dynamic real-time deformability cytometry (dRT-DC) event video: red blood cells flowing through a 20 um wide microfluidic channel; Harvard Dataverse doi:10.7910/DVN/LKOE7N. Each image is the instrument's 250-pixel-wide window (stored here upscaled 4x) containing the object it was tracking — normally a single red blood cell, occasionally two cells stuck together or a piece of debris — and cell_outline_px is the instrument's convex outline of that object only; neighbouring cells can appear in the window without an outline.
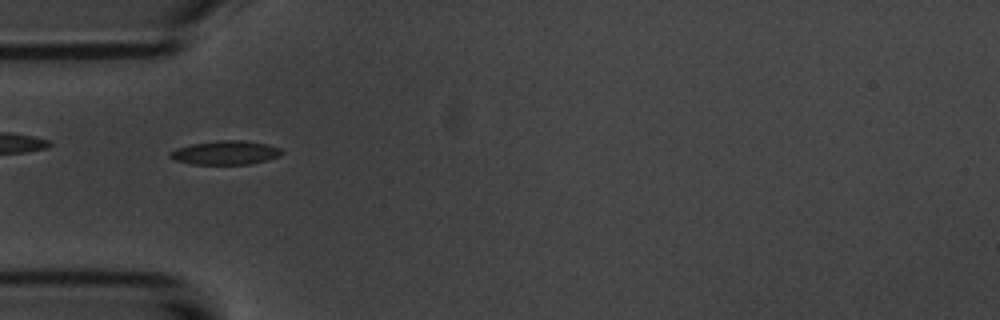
{"species": "common noctule bat (a hibernating species)", "species_latin": "Nyctalus noctula", "temperature_condition": "room temperature", "stored_images_in_passage": 56, "camera_frame_rate_fps": 3000, "um_per_image_px": 0.085, "animal": {"sex": "male", "body_mass_g": 20.1, "forearm_length_mm": 53.5}, "frame": {"image": 1, "passage_image": 17, "time_ms": 5.333, "image_size_px": [1000, 320], "cell_outline_px": [[284, 152], [280, 156], [268, 160], [252, 164], [192, 164], [172, 160], [168, 156], [168, 152], [176, 148], [192, 144], [220, 140], [240, 140], [268, 144], [280, 148]], "centroid_in_image_um": [19.15, 12.98], "position_along_channel_um": 65.8, "area_um2": 15.72}}
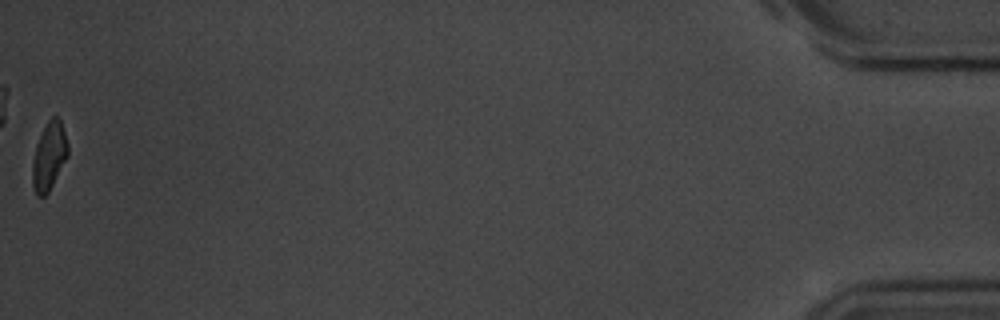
{"frame": {"image": 2, "passage_image": 56, "time_ms": 18.333, "image_size_px": [1000, 320], "cell_outline_px": [[68, 156], [48, 192], [44, 196], [36, 196], [32, 184], [32, 160], [36, 144], [48, 120], [52, 116], [56, 116], [60, 120], [68, 144]], "centroid_in_image_um": [4.16, 13.29], "position_along_channel_um": 431.0, "area_um2": 13.93}, "authors_computed_cell_mechanics": {"area_um2": 14.9124, "velocity_mm_per_s": 3.5628, "shape_relaxation_time_tau1_ms": 2.831, "shape_relaxation_time_tau2_ms": 3.7979, "deformation_change_tau1": 0.0975, "deformation_change_tau2": 0.0796}}